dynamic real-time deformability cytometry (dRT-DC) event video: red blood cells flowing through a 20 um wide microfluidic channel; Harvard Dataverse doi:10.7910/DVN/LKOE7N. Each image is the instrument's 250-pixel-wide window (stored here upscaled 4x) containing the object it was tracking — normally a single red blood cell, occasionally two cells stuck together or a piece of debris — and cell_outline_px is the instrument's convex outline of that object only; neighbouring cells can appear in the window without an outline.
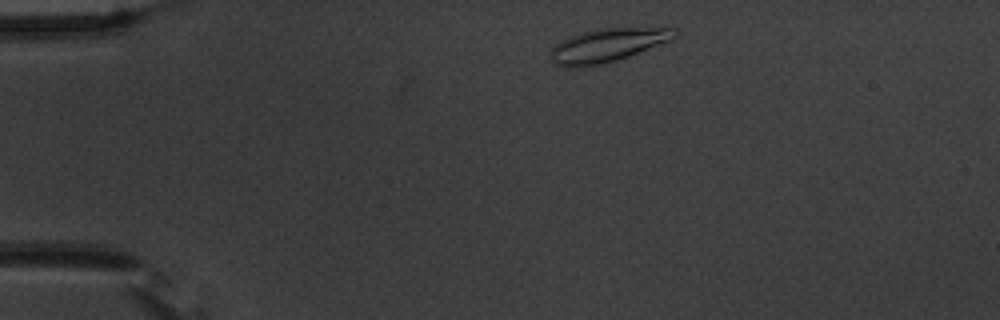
{"species": "common noctule bat (a hibernating species)", "species_latin": "Nyctalus noctula", "temperature_condition": "warm", "stored_images_in_passage": 47, "camera_frame_rate_fps": 3000, "um_per_image_px": 0.085, "animal": {"sex": "male", "body_mass_g": 20.1, "forearm_length_mm": 53.5}, "frame": {"image": 1, "passage_image": 3, "time_ms": 0.667, "image_size_px": [1000, 320], "cell_outline_px": [[676, 36], [668, 40], [628, 56], [616, 60], [600, 64], [572, 68], [564, 68], [556, 64], [552, 60], [552, 48], [560, 40], [568, 36], [600, 28], [672, 24], [676, 28]], "centroid_in_image_um": [51.72, 3.78], "position_along_channel_um": 33.3, "area_um2": 24.74}}
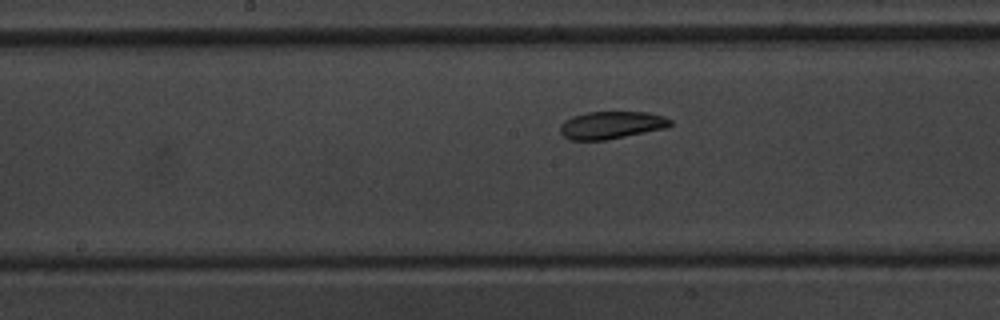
{"frame": {"image": 2, "passage_image": 21, "time_ms": 6.667, "image_size_px": [1000, 320], "cell_outline_px": [[672, 124], [668, 128], [604, 140], [568, 140], [560, 132], [560, 124], [564, 120], [572, 116], [588, 112], [648, 112], [664, 116], [672, 120]], "centroid_in_image_um": [51.97, 10.63], "position_along_channel_um": 196.2, "area_um2": 17.8}}
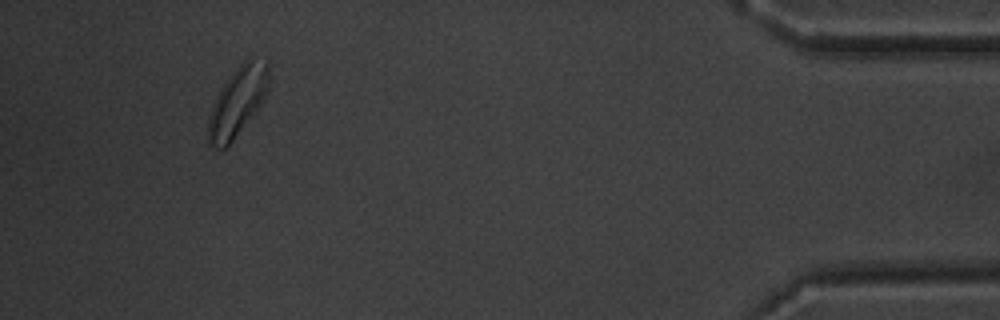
{"frame": {"image": 3, "passage_image": 44, "time_ms": 14.333, "image_size_px": [1000, 320], "cell_outline_px": [[268, 92], [264, 100], [256, 112], [232, 140], [224, 148], [216, 148], [208, 144], [208, 116], [212, 104], [220, 88], [228, 76], [244, 60], [268, 60]], "centroid_in_image_um": [20.18, 8.63], "position_along_channel_um": 415.0, "area_um2": 24.33}, "authors_computed_cell_mechanics": {"area_um2": 18.6116, "velocity_mm_per_s": 3.6291, "shape_relaxation_time_tau1_ms": 3.7661, "shape_relaxation_time_tau2_ms": 7.6548, "deformation_change_tau1": 0.1117, "deformation_change_tau2": 0.1345}}